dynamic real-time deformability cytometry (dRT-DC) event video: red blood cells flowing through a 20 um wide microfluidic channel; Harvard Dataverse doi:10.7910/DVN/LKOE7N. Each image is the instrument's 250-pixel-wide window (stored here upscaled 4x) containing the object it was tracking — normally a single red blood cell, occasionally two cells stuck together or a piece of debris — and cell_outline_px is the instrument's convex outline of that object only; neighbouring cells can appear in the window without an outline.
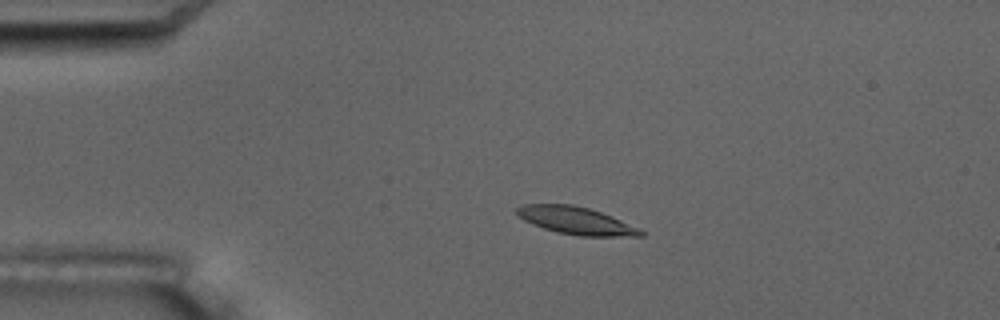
{"species": "common noctule bat (a hibernating species)", "species_latin": "Nyctalus noctula", "temperature_condition": "room temperature", "stored_images_in_passage": 5, "camera_frame_rate_fps": 3000, "um_per_image_px": 0.085, "animal": {"sex": "male", "body_mass_g": 17.5, "forearm_length_mm": 52.3}, "frame": {"image": 1, "passage_image": 3, "time_ms": 2.333, "image_size_px": [1000, 320], "cell_outline_px": [[644, 236], [580, 236], [556, 232], [532, 224], [524, 220], [516, 212], [516, 208], [520, 204], [572, 204], [588, 208], [600, 212], [620, 220], [644, 232]], "centroid_in_image_um": [48.9, 18.75], "position_along_channel_um": 36.1, "area_um2": 19.54}}
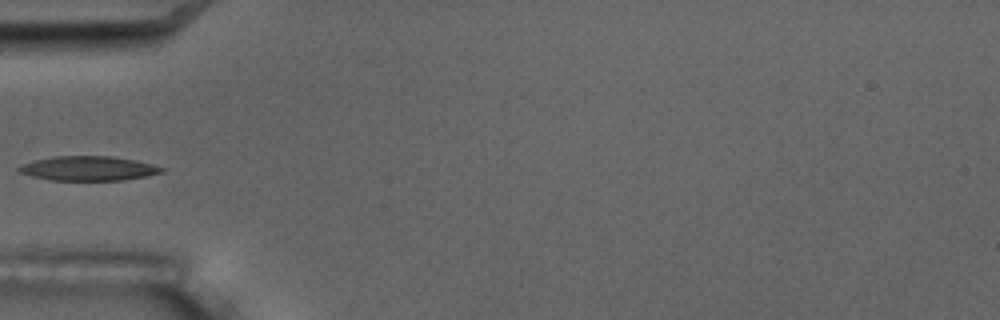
{"frame": {"image": 2, "passage_image": 5, "time_ms": 4.667, "image_size_px": [1000, 320], "cell_outline_px": [[168, 168], [164, 172], [124, 180], [48, 180], [32, 176], [20, 172], [16, 168], [24, 164], [36, 160], [52, 156], [112, 156], [136, 160]], "centroid_in_image_um": [7.56, 14.31], "position_along_channel_um": 77.4, "area_um2": 20.35}}